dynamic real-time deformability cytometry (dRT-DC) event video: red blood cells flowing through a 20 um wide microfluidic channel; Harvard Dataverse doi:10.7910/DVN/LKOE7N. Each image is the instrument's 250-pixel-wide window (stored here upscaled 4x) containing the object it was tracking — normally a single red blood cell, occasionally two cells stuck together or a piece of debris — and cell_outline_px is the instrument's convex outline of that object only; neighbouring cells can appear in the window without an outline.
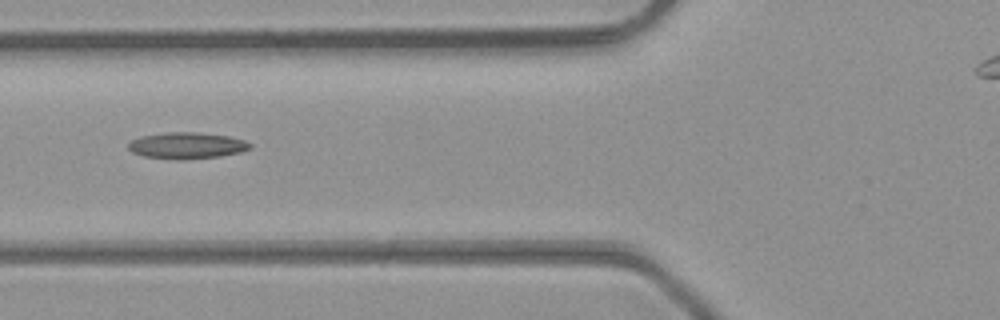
{"species": "common noctule bat (a hibernating species)", "species_latin": "Nyctalus noctula", "temperature_condition": "room temperature", "stored_images_in_passage": 6, "camera_frame_rate_fps": 3000, "um_per_image_px": 0.085, "animal": {"sex": "male", "body_mass_g": 23.1, "forearm_length_mm": 52.7}, "frame": {"image": 1, "passage_image": 6, "time_ms": 1.667, "image_size_px": [1000, 320], "cell_outline_px": [[252, 148], [240, 152], [220, 156], [180, 160], [176, 160], [144, 156], [132, 152], [128, 148], [128, 144], [132, 140], [140, 136], [168, 132], [196, 132], [228, 136], [244, 140], [252, 144]], "centroid_in_image_um": [15.88, 12.37], "position_along_channel_um": 109.9, "area_um2": 18.73}}